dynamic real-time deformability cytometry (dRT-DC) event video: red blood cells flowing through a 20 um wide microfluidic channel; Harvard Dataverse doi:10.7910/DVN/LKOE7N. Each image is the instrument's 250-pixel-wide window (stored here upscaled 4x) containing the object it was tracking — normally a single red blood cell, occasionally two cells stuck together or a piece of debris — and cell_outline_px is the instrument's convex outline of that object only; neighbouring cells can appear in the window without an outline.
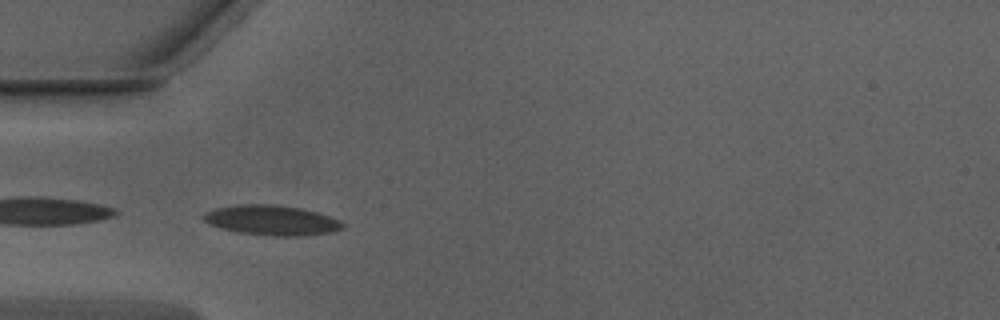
{"species": "Egyptian fruit bat (a non-hibernating species)", "species_latin": "Rousettus aegyptiacus", "temperature_condition": "warm", "stored_images_in_passage": 46, "camera_frame_rate_fps": 3000, "um_per_image_px": 0.085, "animal": {"sex": "male"}, "frame": {"image": 1, "passage_image": 10, "time_ms": 3.0, "image_size_px": [1000, 320], "cell_outline_px": [[344, 228], [332, 232], [304, 236], [272, 236], [240, 232], [220, 228], [204, 220], [200, 216], [204, 212], [216, 208], [240, 204], [276, 204], [300, 208], [316, 212], [340, 220], [344, 224]], "centroid_in_image_um": [23.1, 18.72], "position_along_channel_um": 61.9, "area_um2": 24.33}}
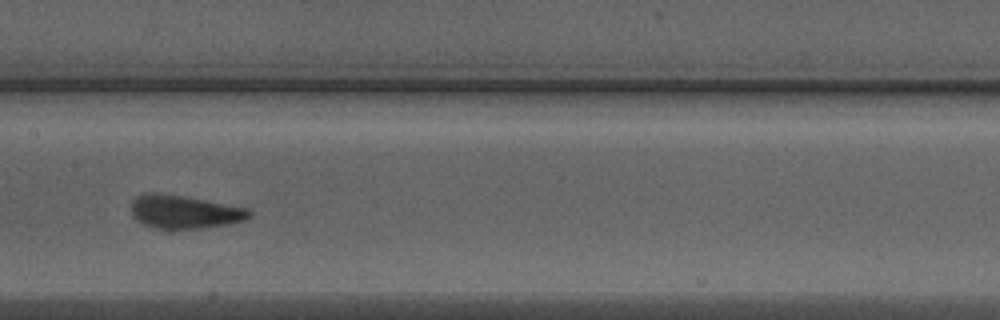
{"frame": {"image": 2, "passage_image": 20, "time_ms": 6.333, "image_size_px": [1000, 320], "cell_outline_px": [[252, 216], [244, 220], [232, 224], [172, 232], [168, 232], [144, 224], [136, 220], [132, 216], [132, 200], [136, 196], [144, 192], [156, 192], [184, 196], [244, 208], [252, 212]], "centroid_in_image_um": [15.61, 18.05], "position_along_channel_um": 191.8, "area_um2": 23.52}}
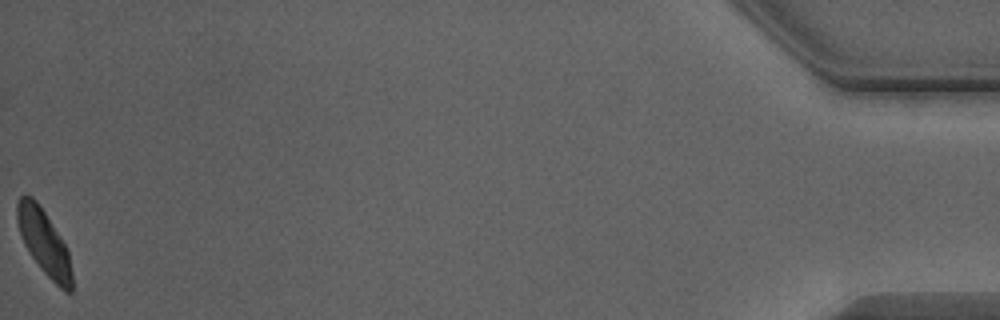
{"frame": {"image": 3, "passage_image": 46, "time_ms": 15.0, "image_size_px": [1000, 320], "cell_outline_px": [[72, 292], [64, 292], [40, 268], [24, 244], [20, 236], [16, 220], [16, 204], [20, 196], [24, 192], [32, 196], [40, 204], [60, 236], [68, 252], [72, 272]], "centroid_in_image_um": [3.71, 20.55], "position_along_channel_um": 431.5, "area_um2": 20.92}, "authors_computed_cell_mechanics": {"area_um2": 22.253, "velocity_mm_per_s": 3.9509, "shape_relaxation_time_tau1_ms": 2.7801, "shape_relaxation_time_tau2_ms": 1.0156, "deformation_change_tau1": 0.1291, "deformation_change_tau2": 0.0681}}